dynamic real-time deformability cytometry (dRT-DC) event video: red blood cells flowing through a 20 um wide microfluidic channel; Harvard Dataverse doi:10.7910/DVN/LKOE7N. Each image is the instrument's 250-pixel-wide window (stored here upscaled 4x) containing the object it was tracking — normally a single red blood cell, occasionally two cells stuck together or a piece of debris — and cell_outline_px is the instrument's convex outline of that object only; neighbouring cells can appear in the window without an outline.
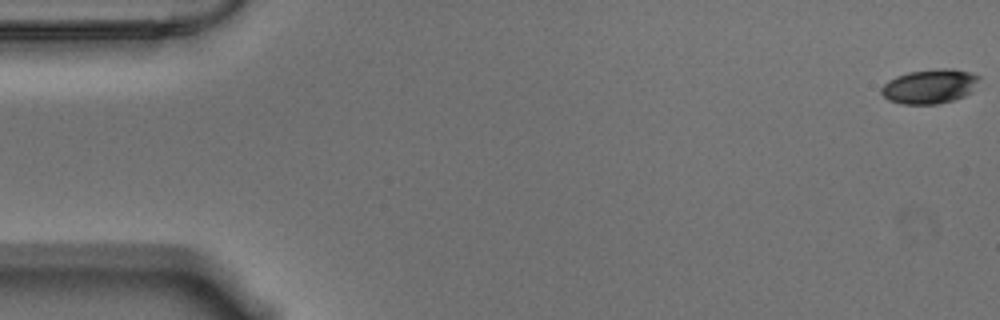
{"species": "Egyptian fruit bat (a non-hibernating species)", "species_latin": "Rousettus aegyptiacus", "temperature_condition": "warm", "stored_images_in_passage": 53, "camera_frame_rate_fps": 3000, "um_per_image_px": 0.085, "animal": {"sex": "male"}, "frame": {"image": 1, "passage_image": 1, "time_ms": 0.0, "image_size_px": [1000, 320], "cell_outline_px": [[980, 80], [972, 92], [964, 96], [952, 100], [936, 104], [900, 104], [888, 100], [880, 92], [880, 88], [888, 80], [896, 76], [908, 72], [940, 68], [952, 68], [968, 72], [980, 76]], "centroid_in_image_um": [79.02, 7.34], "position_along_channel_um": 6.0, "area_um2": 19.77}}
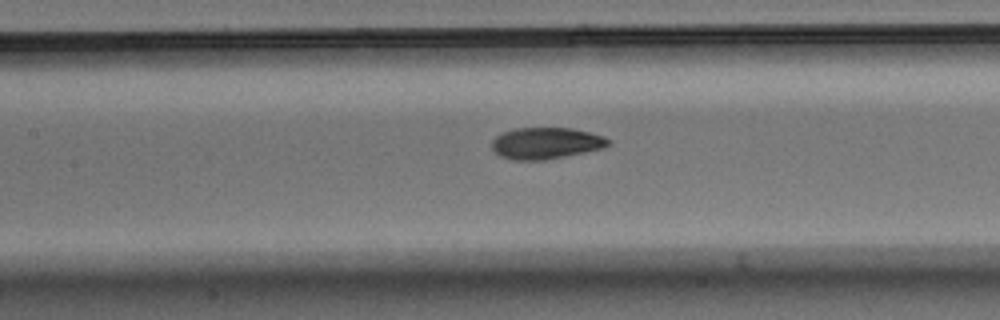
{"frame": {"image": 2, "passage_image": 26, "time_ms": 8.333, "image_size_px": [1000, 320], "cell_outline_px": [[612, 144], [604, 148], [544, 160], [512, 160], [500, 156], [492, 148], [492, 140], [496, 136], [504, 132], [516, 128], [572, 128], [604, 136]], "centroid_in_image_um": [46.4, 12.17], "position_along_channel_um": 161.0, "area_um2": 21.27}}
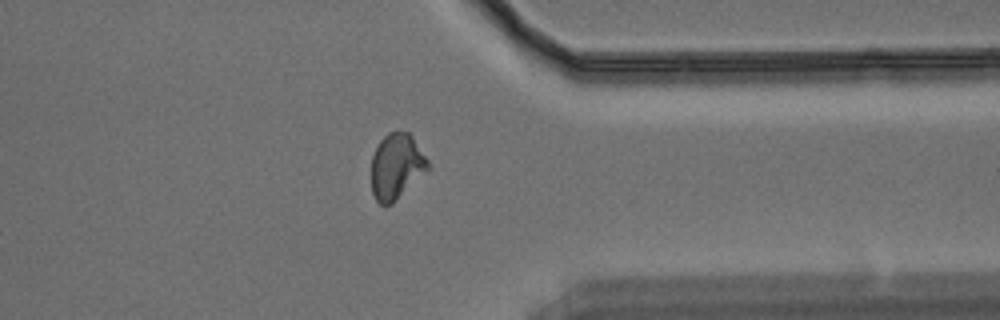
{"frame": {"image": 3, "passage_image": 45, "time_ms": 14.667, "image_size_px": [1000, 320], "cell_outline_px": [[432, 168], [392, 204], [380, 204], [376, 200], [372, 192], [372, 156], [380, 140], [388, 132], [408, 132], [412, 136], [428, 160]], "centroid_in_image_um": [33.73, 14.16], "position_along_channel_um": 377.7, "area_um2": 21.73}}